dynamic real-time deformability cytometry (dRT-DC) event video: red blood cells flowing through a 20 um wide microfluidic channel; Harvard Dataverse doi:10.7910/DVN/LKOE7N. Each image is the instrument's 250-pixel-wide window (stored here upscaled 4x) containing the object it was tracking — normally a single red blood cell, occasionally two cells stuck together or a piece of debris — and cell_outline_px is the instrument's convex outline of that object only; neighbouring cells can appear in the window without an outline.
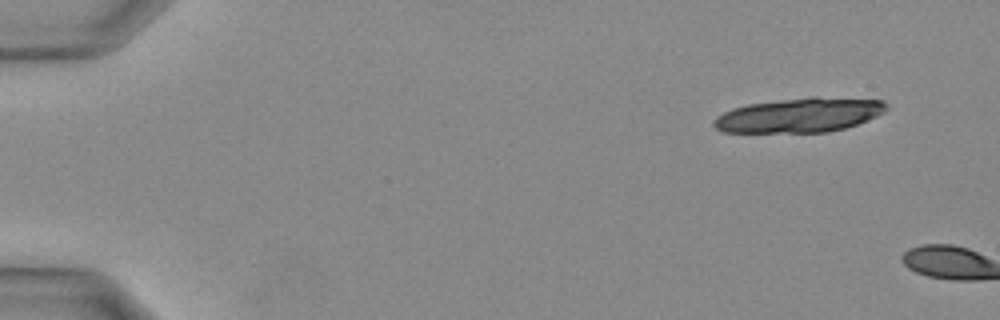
{"species": "Egyptian fruit bat (a non-hibernating species)", "species_latin": "Rousettus aegyptiacus", "temperature_condition": "warm", "stored_images_in_passage": 3, "camera_frame_rate_fps": 3000, "um_per_image_px": 0.085, "animal": {"sex": "female"}, "frame": {"image": 1, "passage_image": 1, "time_ms": 0.0, "image_size_px": [1000, 320], "cell_outline_px": [[888, 108], [884, 112], [876, 116], [856, 124], [844, 128], [828, 132], [724, 132], [716, 128], [712, 124], [712, 120], [716, 116], [724, 112], [748, 104], [812, 96], [816, 96], [884, 100], [888, 104]], "centroid_in_image_um": [67.98, 9.78], "position_along_channel_um": 17.0, "area_um2": 34.56}}